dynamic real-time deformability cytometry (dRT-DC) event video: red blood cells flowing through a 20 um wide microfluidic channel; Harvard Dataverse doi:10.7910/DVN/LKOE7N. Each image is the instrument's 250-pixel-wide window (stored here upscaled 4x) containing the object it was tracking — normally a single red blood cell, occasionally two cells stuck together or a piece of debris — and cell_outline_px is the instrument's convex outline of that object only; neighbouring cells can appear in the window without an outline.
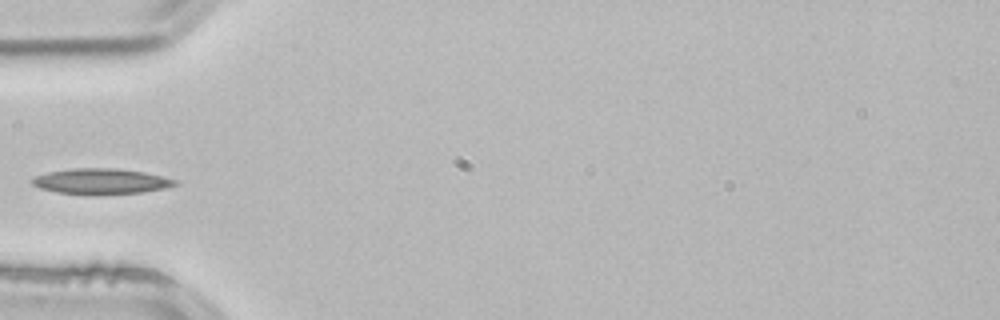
{"species": "common noctule bat (a hibernating species)", "species_latin": "Nyctalus noctula", "temperature_condition": "room temperature", "stored_images_in_passage": 3, "camera_frame_rate_fps": 3000, "um_per_image_px": 0.085, "animal": {"sex": "male", "body_mass_g": 21.5, "forearm_length_mm": 52.0}, "frame": {"image": 1, "passage_image": 3, "time_ms": 0.667, "image_size_px": [1000, 320], "cell_outline_px": [[180, 184], [164, 188], [144, 192], [100, 196], [92, 196], [56, 192], [40, 188], [32, 184], [32, 180], [36, 176], [48, 172], [72, 168], [116, 168], [144, 172], [176, 180]], "centroid_in_image_um": [8.59, 15.44], "position_along_channel_um": 76.4, "area_um2": 21.68}}